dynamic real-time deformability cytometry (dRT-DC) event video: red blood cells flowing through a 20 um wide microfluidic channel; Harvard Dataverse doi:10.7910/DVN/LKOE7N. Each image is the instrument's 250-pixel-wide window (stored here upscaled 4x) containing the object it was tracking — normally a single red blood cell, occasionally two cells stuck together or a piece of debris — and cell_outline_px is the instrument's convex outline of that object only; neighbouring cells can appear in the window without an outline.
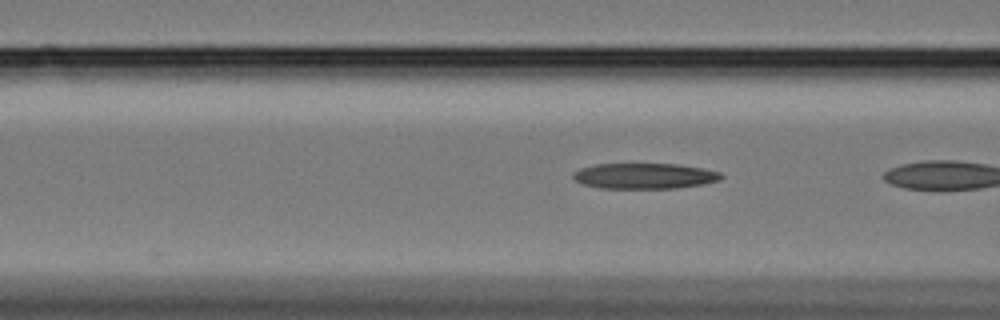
{"species": "Egyptian fruit bat (a non-hibernating species)", "species_latin": "Rousettus aegyptiacus", "temperature_condition": "cold", "stored_images_in_passage": 6, "camera_frame_rate_fps": 3000, "um_per_image_px": 0.085, "animal": {"sex": "female"}, "frame": {"image": 1, "passage_image": 4, "time_ms": 1.0, "image_size_px": [1000, 320], "cell_outline_px": [[724, 176], [720, 180], [700, 184], [676, 188], [600, 188], [584, 184], [576, 180], [572, 176], [572, 172], [580, 168], [596, 164], [680, 164], [704, 168], [720, 172]], "centroid_in_image_um": [54.79, 14.95], "position_along_channel_um": 111.8, "area_um2": 22.08}}